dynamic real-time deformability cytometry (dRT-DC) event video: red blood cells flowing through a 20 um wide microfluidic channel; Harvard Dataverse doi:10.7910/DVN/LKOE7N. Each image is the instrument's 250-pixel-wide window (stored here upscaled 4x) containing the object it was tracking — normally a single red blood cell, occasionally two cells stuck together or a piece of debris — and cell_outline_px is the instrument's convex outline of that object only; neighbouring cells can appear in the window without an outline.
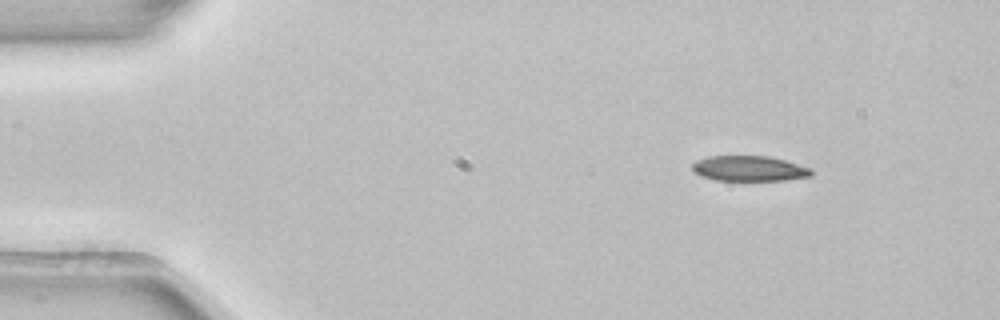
{"species": "common noctule bat (a hibernating species)", "species_latin": "Nyctalus noctula", "temperature_condition": "room temperature", "stored_images_in_passage": 3, "camera_frame_rate_fps": 3000, "um_per_image_px": 0.085, "animal": {"sex": "female", "body_mass_g": 22.7, "forearm_length_mm": 54.2}, "frame": {"image": 1, "passage_image": 1, "time_ms": 0.0, "image_size_px": [1000, 320], "cell_outline_px": [[812, 176], [784, 180], [716, 180], [700, 176], [692, 172], [692, 164], [696, 160], [708, 156], [768, 156], [784, 160], [812, 168]], "centroid_in_image_um": [63.65, 14.32], "position_along_channel_um": 21.3, "area_um2": 17.63}}
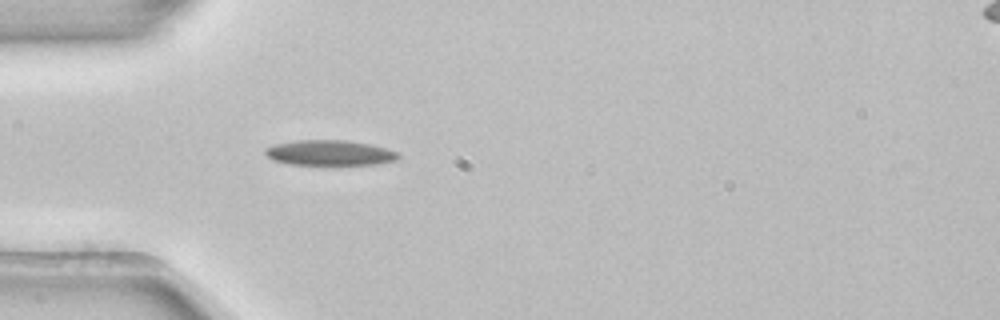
{"frame": {"image": 2, "passage_image": 3, "time_ms": 0.667, "image_size_px": [1000, 320], "cell_outline_px": [[400, 156], [396, 160], [376, 164], [288, 164], [272, 160], [264, 152], [264, 148], [276, 144], [296, 140], [344, 140], [368, 144], [400, 152]], "centroid_in_image_um": [28.0, 12.99], "position_along_channel_um": 57.0, "area_um2": 19.42}}